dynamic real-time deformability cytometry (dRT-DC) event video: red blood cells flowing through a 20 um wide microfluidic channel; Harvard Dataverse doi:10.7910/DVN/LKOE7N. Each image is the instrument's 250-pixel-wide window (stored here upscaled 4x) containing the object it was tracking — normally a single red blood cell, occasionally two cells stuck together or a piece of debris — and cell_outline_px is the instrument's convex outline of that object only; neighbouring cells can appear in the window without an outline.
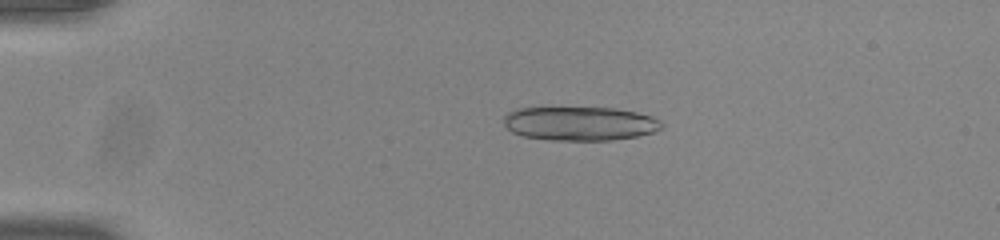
{"species": "common noctule bat (a hibernating species)", "species_latin": "Nyctalus noctula", "temperature_condition": "room temperature", "stored_images_in_passage": 21, "camera_frame_rate_fps": 3000, "um_per_image_px": 0.085, "animal": {"sex": "male", "body_mass_g": 20.0, "forearm_length_mm": 53.3}, "frame": {"image": 1, "passage_image": 12, "time_ms": 3.667, "image_size_px": [1000, 240], "cell_outline_px": [[664, 128], [656, 132], [636, 136], [612, 140], [552, 140], [524, 136], [512, 132], [504, 124], [504, 116], [508, 112], [516, 108], [612, 108], [636, 112], [652, 116], [660, 120], [664, 124]], "centroid_in_image_um": [49.33, 10.5], "position_along_channel_um": 35.7, "area_um2": 31.27}}